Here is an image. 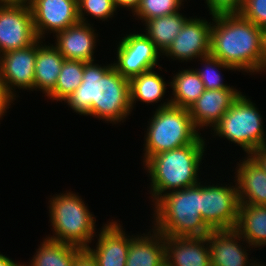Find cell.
<instances>
[{
	"label": "cell",
	"mask_w": 266,
	"mask_h": 266,
	"mask_svg": "<svg viewBox=\"0 0 266 266\" xmlns=\"http://www.w3.org/2000/svg\"><path fill=\"white\" fill-rule=\"evenodd\" d=\"M164 245L166 266H211L207 236H164Z\"/></svg>",
	"instance_id": "cell-17"
},
{
	"label": "cell",
	"mask_w": 266,
	"mask_h": 266,
	"mask_svg": "<svg viewBox=\"0 0 266 266\" xmlns=\"http://www.w3.org/2000/svg\"><path fill=\"white\" fill-rule=\"evenodd\" d=\"M16 100L14 99L4 87V85L0 82V119L3 118V115L10 108L11 103Z\"/></svg>",
	"instance_id": "cell-33"
},
{
	"label": "cell",
	"mask_w": 266,
	"mask_h": 266,
	"mask_svg": "<svg viewBox=\"0 0 266 266\" xmlns=\"http://www.w3.org/2000/svg\"><path fill=\"white\" fill-rule=\"evenodd\" d=\"M77 5L79 21L84 23H88L84 16L91 15L105 21L117 11L113 0H77Z\"/></svg>",
	"instance_id": "cell-30"
},
{
	"label": "cell",
	"mask_w": 266,
	"mask_h": 266,
	"mask_svg": "<svg viewBox=\"0 0 266 266\" xmlns=\"http://www.w3.org/2000/svg\"><path fill=\"white\" fill-rule=\"evenodd\" d=\"M93 26L90 23L78 22L56 35L54 45L65 60L92 62L96 49V37ZM95 48V49H94Z\"/></svg>",
	"instance_id": "cell-18"
},
{
	"label": "cell",
	"mask_w": 266,
	"mask_h": 266,
	"mask_svg": "<svg viewBox=\"0 0 266 266\" xmlns=\"http://www.w3.org/2000/svg\"><path fill=\"white\" fill-rule=\"evenodd\" d=\"M184 0H141L133 16L145 23L147 20L180 11Z\"/></svg>",
	"instance_id": "cell-29"
},
{
	"label": "cell",
	"mask_w": 266,
	"mask_h": 266,
	"mask_svg": "<svg viewBox=\"0 0 266 266\" xmlns=\"http://www.w3.org/2000/svg\"><path fill=\"white\" fill-rule=\"evenodd\" d=\"M245 0H205L211 14L239 12Z\"/></svg>",
	"instance_id": "cell-32"
},
{
	"label": "cell",
	"mask_w": 266,
	"mask_h": 266,
	"mask_svg": "<svg viewBox=\"0 0 266 266\" xmlns=\"http://www.w3.org/2000/svg\"><path fill=\"white\" fill-rule=\"evenodd\" d=\"M22 264L12 261L9 257L0 253V266H21Z\"/></svg>",
	"instance_id": "cell-37"
},
{
	"label": "cell",
	"mask_w": 266,
	"mask_h": 266,
	"mask_svg": "<svg viewBox=\"0 0 266 266\" xmlns=\"http://www.w3.org/2000/svg\"><path fill=\"white\" fill-rule=\"evenodd\" d=\"M201 183L161 196L154 203V227L164 236H207L212 230L201 217Z\"/></svg>",
	"instance_id": "cell-4"
},
{
	"label": "cell",
	"mask_w": 266,
	"mask_h": 266,
	"mask_svg": "<svg viewBox=\"0 0 266 266\" xmlns=\"http://www.w3.org/2000/svg\"><path fill=\"white\" fill-rule=\"evenodd\" d=\"M84 62L64 60L54 90L47 96L57 102L68 98L82 83Z\"/></svg>",
	"instance_id": "cell-27"
},
{
	"label": "cell",
	"mask_w": 266,
	"mask_h": 266,
	"mask_svg": "<svg viewBox=\"0 0 266 266\" xmlns=\"http://www.w3.org/2000/svg\"><path fill=\"white\" fill-rule=\"evenodd\" d=\"M83 250L69 243L43 239L32 260L26 266H73L77 255Z\"/></svg>",
	"instance_id": "cell-24"
},
{
	"label": "cell",
	"mask_w": 266,
	"mask_h": 266,
	"mask_svg": "<svg viewBox=\"0 0 266 266\" xmlns=\"http://www.w3.org/2000/svg\"><path fill=\"white\" fill-rule=\"evenodd\" d=\"M213 22L206 19L190 18L182 30L162 54L171 59L192 61L194 58L210 55L211 29Z\"/></svg>",
	"instance_id": "cell-12"
},
{
	"label": "cell",
	"mask_w": 266,
	"mask_h": 266,
	"mask_svg": "<svg viewBox=\"0 0 266 266\" xmlns=\"http://www.w3.org/2000/svg\"><path fill=\"white\" fill-rule=\"evenodd\" d=\"M167 83L153 70L136 75L129 79L130 105L134 108L136 101L159 103L166 93ZM138 99V100H137Z\"/></svg>",
	"instance_id": "cell-25"
},
{
	"label": "cell",
	"mask_w": 266,
	"mask_h": 266,
	"mask_svg": "<svg viewBox=\"0 0 266 266\" xmlns=\"http://www.w3.org/2000/svg\"><path fill=\"white\" fill-rule=\"evenodd\" d=\"M239 13L266 32V0H245Z\"/></svg>",
	"instance_id": "cell-31"
},
{
	"label": "cell",
	"mask_w": 266,
	"mask_h": 266,
	"mask_svg": "<svg viewBox=\"0 0 266 266\" xmlns=\"http://www.w3.org/2000/svg\"><path fill=\"white\" fill-rule=\"evenodd\" d=\"M142 235H132L126 266H165L164 235L152 229ZM150 233V234H149Z\"/></svg>",
	"instance_id": "cell-20"
},
{
	"label": "cell",
	"mask_w": 266,
	"mask_h": 266,
	"mask_svg": "<svg viewBox=\"0 0 266 266\" xmlns=\"http://www.w3.org/2000/svg\"><path fill=\"white\" fill-rule=\"evenodd\" d=\"M189 18L179 11L147 20L144 25L145 35L154 43L160 53H164Z\"/></svg>",
	"instance_id": "cell-23"
},
{
	"label": "cell",
	"mask_w": 266,
	"mask_h": 266,
	"mask_svg": "<svg viewBox=\"0 0 266 266\" xmlns=\"http://www.w3.org/2000/svg\"><path fill=\"white\" fill-rule=\"evenodd\" d=\"M239 205L237 184L201 185V217L211 230L235 229Z\"/></svg>",
	"instance_id": "cell-8"
},
{
	"label": "cell",
	"mask_w": 266,
	"mask_h": 266,
	"mask_svg": "<svg viewBox=\"0 0 266 266\" xmlns=\"http://www.w3.org/2000/svg\"><path fill=\"white\" fill-rule=\"evenodd\" d=\"M172 79L169 84L173 90V97L170 99L172 106L189 109L205 91L204 84L194 68L179 70Z\"/></svg>",
	"instance_id": "cell-26"
},
{
	"label": "cell",
	"mask_w": 266,
	"mask_h": 266,
	"mask_svg": "<svg viewBox=\"0 0 266 266\" xmlns=\"http://www.w3.org/2000/svg\"><path fill=\"white\" fill-rule=\"evenodd\" d=\"M112 221V222H111ZM107 222L98 234L96 248L88 246L98 266H126L132 237L127 235L118 221ZM127 235V236H126Z\"/></svg>",
	"instance_id": "cell-14"
},
{
	"label": "cell",
	"mask_w": 266,
	"mask_h": 266,
	"mask_svg": "<svg viewBox=\"0 0 266 266\" xmlns=\"http://www.w3.org/2000/svg\"><path fill=\"white\" fill-rule=\"evenodd\" d=\"M114 1V5L117 9L122 7V8H128L131 9L132 13H134L136 11V9L138 8L140 1L141 0H113Z\"/></svg>",
	"instance_id": "cell-36"
},
{
	"label": "cell",
	"mask_w": 266,
	"mask_h": 266,
	"mask_svg": "<svg viewBox=\"0 0 266 266\" xmlns=\"http://www.w3.org/2000/svg\"><path fill=\"white\" fill-rule=\"evenodd\" d=\"M73 266H98L92 255L83 249L76 257Z\"/></svg>",
	"instance_id": "cell-34"
},
{
	"label": "cell",
	"mask_w": 266,
	"mask_h": 266,
	"mask_svg": "<svg viewBox=\"0 0 266 266\" xmlns=\"http://www.w3.org/2000/svg\"><path fill=\"white\" fill-rule=\"evenodd\" d=\"M199 61L201 64H205L203 69H195L202 80L205 90H215V89H226L233 88L230 85L223 83V78L221 73L218 71L223 69L235 70L232 66L223 63L220 59L213 57L211 55L201 57ZM218 67V68H217ZM221 68V69H220Z\"/></svg>",
	"instance_id": "cell-28"
},
{
	"label": "cell",
	"mask_w": 266,
	"mask_h": 266,
	"mask_svg": "<svg viewBox=\"0 0 266 266\" xmlns=\"http://www.w3.org/2000/svg\"><path fill=\"white\" fill-rule=\"evenodd\" d=\"M237 163L234 182L240 204L266 206V173L250 156Z\"/></svg>",
	"instance_id": "cell-19"
},
{
	"label": "cell",
	"mask_w": 266,
	"mask_h": 266,
	"mask_svg": "<svg viewBox=\"0 0 266 266\" xmlns=\"http://www.w3.org/2000/svg\"><path fill=\"white\" fill-rule=\"evenodd\" d=\"M31 0H0L2 5H30Z\"/></svg>",
	"instance_id": "cell-38"
},
{
	"label": "cell",
	"mask_w": 266,
	"mask_h": 266,
	"mask_svg": "<svg viewBox=\"0 0 266 266\" xmlns=\"http://www.w3.org/2000/svg\"><path fill=\"white\" fill-rule=\"evenodd\" d=\"M50 199L48 207L53 236L47 238L86 249L97 235L96 220L82 198L69 191Z\"/></svg>",
	"instance_id": "cell-6"
},
{
	"label": "cell",
	"mask_w": 266,
	"mask_h": 266,
	"mask_svg": "<svg viewBox=\"0 0 266 266\" xmlns=\"http://www.w3.org/2000/svg\"><path fill=\"white\" fill-rule=\"evenodd\" d=\"M260 262H258L255 266H266V265H263V264H259Z\"/></svg>",
	"instance_id": "cell-39"
},
{
	"label": "cell",
	"mask_w": 266,
	"mask_h": 266,
	"mask_svg": "<svg viewBox=\"0 0 266 266\" xmlns=\"http://www.w3.org/2000/svg\"><path fill=\"white\" fill-rule=\"evenodd\" d=\"M235 230L250 248L266 245V206L240 204Z\"/></svg>",
	"instance_id": "cell-22"
},
{
	"label": "cell",
	"mask_w": 266,
	"mask_h": 266,
	"mask_svg": "<svg viewBox=\"0 0 266 266\" xmlns=\"http://www.w3.org/2000/svg\"><path fill=\"white\" fill-rule=\"evenodd\" d=\"M266 173V146L257 149L249 155Z\"/></svg>",
	"instance_id": "cell-35"
},
{
	"label": "cell",
	"mask_w": 266,
	"mask_h": 266,
	"mask_svg": "<svg viewBox=\"0 0 266 266\" xmlns=\"http://www.w3.org/2000/svg\"><path fill=\"white\" fill-rule=\"evenodd\" d=\"M35 63L36 41L28 47L0 55V82L14 99L15 87L31 91L34 89Z\"/></svg>",
	"instance_id": "cell-13"
},
{
	"label": "cell",
	"mask_w": 266,
	"mask_h": 266,
	"mask_svg": "<svg viewBox=\"0 0 266 266\" xmlns=\"http://www.w3.org/2000/svg\"><path fill=\"white\" fill-rule=\"evenodd\" d=\"M207 237L211 266H255L258 263L249 260L246 247L240 245L245 239L235 229L212 230Z\"/></svg>",
	"instance_id": "cell-16"
},
{
	"label": "cell",
	"mask_w": 266,
	"mask_h": 266,
	"mask_svg": "<svg viewBox=\"0 0 266 266\" xmlns=\"http://www.w3.org/2000/svg\"><path fill=\"white\" fill-rule=\"evenodd\" d=\"M118 44L117 61L113 62V67L123 77L130 79L158 66L161 53L144 33H130Z\"/></svg>",
	"instance_id": "cell-9"
},
{
	"label": "cell",
	"mask_w": 266,
	"mask_h": 266,
	"mask_svg": "<svg viewBox=\"0 0 266 266\" xmlns=\"http://www.w3.org/2000/svg\"><path fill=\"white\" fill-rule=\"evenodd\" d=\"M147 127L144 163L156 154L192 144L201 135L192 123L189 110L172 106L170 99L159 105Z\"/></svg>",
	"instance_id": "cell-5"
},
{
	"label": "cell",
	"mask_w": 266,
	"mask_h": 266,
	"mask_svg": "<svg viewBox=\"0 0 266 266\" xmlns=\"http://www.w3.org/2000/svg\"><path fill=\"white\" fill-rule=\"evenodd\" d=\"M212 15L210 55L247 74L266 70V32L239 12Z\"/></svg>",
	"instance_id": "cell-2"
},
{
	"label": "cell",
	"mask_w": 266,
	"mask_h": 266,
	"mask_svg": "<svg viewBox=\"0 0 266 266\" xmlns=\"http://www.w3.org/2000/svg\"><path fill=\"white\" fill-rule=\"evenodd\" d=\"M241 93L235 88L205 90L188 109L193 125L198 131L213 128Z\"/></svg>",
	"instance_id": "cell-15"
},
{
	"label": "cell",
	"mask_w": 266,
	"mask_h": 266,
	"mask_svg": "<svg viewBox=\"0 0 266 266\" xmlns=\"http://www.w3.org/2000/svg\"><path fill=\"white\" fill-rule=\"evenodd\" d=\"M80 115L103 119L112 124L123 122L132 112L129 79L113 64L98 65L84 62L81 85L64 100Z\"/></svg>",
	"instance_id": "cell-1"
},
{
	"label": "cell",
	"mask_w": 266,
	"mask_h": 266,
	"mask_svg": "<svg viewBox=\"0 0 266 266\" xmlns=\"http://www.w3.org/2000/svg\"><path fill=\"white\" fill-rule=\"evenodd\" d=\"M37 39L30 5L0 6V55L28 47Z\"/></svg>",
	"instance_id": "cell-10"
},
{
	"label": "cell",
	"mask_w": 266,
	"mask_h": 266,
	"mask_svg": "<svg viewBox=\"0 0 266 266\" xmlns=\"http://www.w3.org/2000/svg\"><path fill=\"white\" fill-rule=\"evenodd\" d=\"M33 25L38 39L57 34L79 22L77 0H31Z\"/></svg>",
	"instance_id": "cell-11"
},
{
	"label": "cell",
	"mask_w": 266,
	"mask_h": 266,
	"mask_svg": "<svg viewBox=\"0 0 266 266\" xmlns=\"http://www.w3.org/2000/svg\"><path fill=\"white\" fill-rule=\"evenodd\" d=\"M200 135L192 144L151 156L144 164L151 179L152 202L168 192L199 183V166L207 146Z\"/></svg>",
	"instance_id": "cell-3"
},
{
	"label": "cell",
	"mask_w": 266,
	"mask_h": 266,
	"mask_svg": "<svg viewBox=\"0 0 266 266\" xmlns=\"http://www.w3.org/2000/svg\"><path fill=\"white\" fill-rule=\"evenodd\" d=\"M36 40L34 90H42L48 96L55 88L65 58L54 45L41 44Z\"/></svg>",
	"instance_id": "cell-21"
},
{
	"label": "cell",
	"mask_w": 266,
	"mask_h": 266,
	"mask_svg": "<svg viewBox=\"0 0 266 266\" xmlns=\"http://www.w3.org/2000/svg\"><path fill=\"white\" fill-rule=\"evenodd\" d=\"M247 98L240 94L212 130L214 136H221L237 144L249 156L266 146V131L256 104Z\"/></svg>",
	"instance_id": "cell-7"
}]
</instances>
